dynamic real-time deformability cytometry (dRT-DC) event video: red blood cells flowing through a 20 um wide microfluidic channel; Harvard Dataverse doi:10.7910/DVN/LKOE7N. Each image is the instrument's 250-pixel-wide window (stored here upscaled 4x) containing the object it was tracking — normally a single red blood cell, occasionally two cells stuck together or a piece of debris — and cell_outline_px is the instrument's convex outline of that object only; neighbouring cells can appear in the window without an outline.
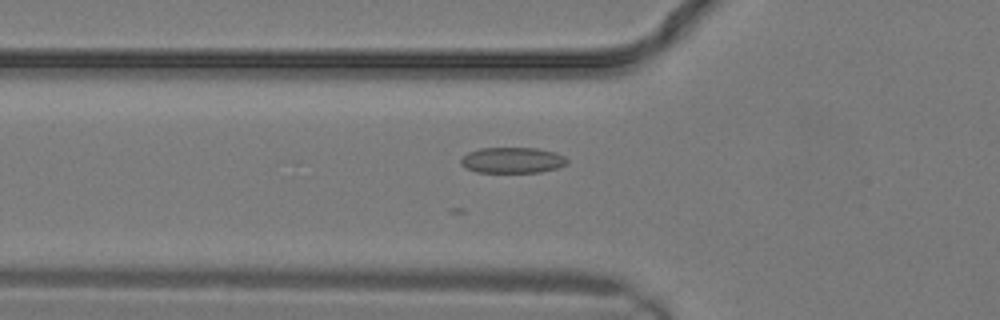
{"species": "common noctule bat (a hibernating species)", "species_latin": "Nyctalus noctula", "temperature_condition": "warm", "stored_images_in_passage": 20, "camera_frame_rate_fps": 3000, "um_per_image_px": 0.085, "animal": {"sex": "male", "body_mass_g": 19.2, "forearm_length_mm": 51.8}, "frame": {"image": 1, "passage_image": 10, "time_ms": 3.0, "image_size_px": [1000, 320], "cell_outline_px": [[568, 164], [556, 168], [540, 172], [476, 172], [464, 168], [460, 164], [460, 160], [468, 152], [480, 148], [536, 148], [556, 152], [564, 156], [568, 160]], "centroid_in_image_um": [43.54, 13.62], "position_along_channel_um": 82.3, "area_um2": 16.07}}
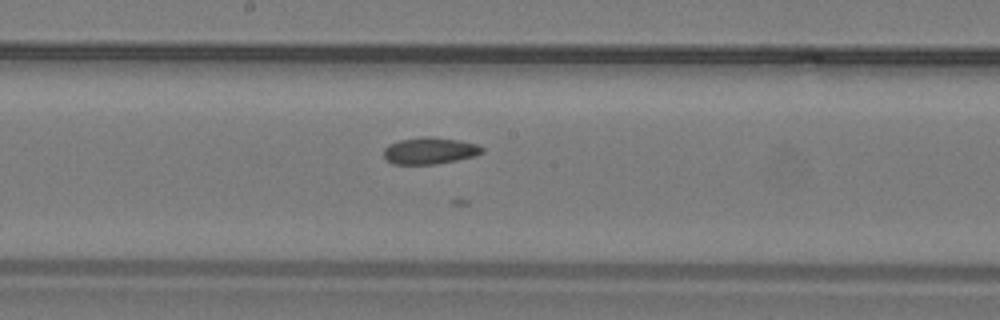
{"frame": {"image": 2, "passage_image": 15, "time_ms": 4.667, "image_size_px": [1000, 320], "cell_outline_px": [[484, 152], [476, 156], [456, 160], [432, 164], [392, 164], [384, 156], [384, 148], [388, 144], [400, 140], [428, 136], [456, 140], [476, 144], [484, 148]], "centroid_in_image_um": [36.53, 12.81], "position_along_channel_um": 211.7, "area_um2": 15.14}}
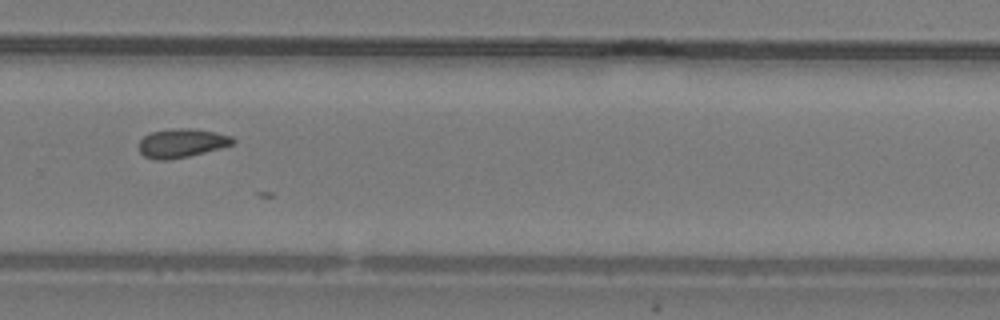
{"frame": {"image": 3, "passage_image": 19, "time_ms": 6.0, "image_size_px": [1000, 320], "cell_outline_px": [[236, 140], [232, 144], [220, 148], [188, 156], [164, 160], [156, 160], [144, 156], [140, 152], [140, 140], [144, 136], [152, 132], [180, 128], [192, 128], [232, 136]], "centroid_in_image_um": [15.44, 12.16], "position_along_channel_um": 314.4, "area_um2": 15.43}}